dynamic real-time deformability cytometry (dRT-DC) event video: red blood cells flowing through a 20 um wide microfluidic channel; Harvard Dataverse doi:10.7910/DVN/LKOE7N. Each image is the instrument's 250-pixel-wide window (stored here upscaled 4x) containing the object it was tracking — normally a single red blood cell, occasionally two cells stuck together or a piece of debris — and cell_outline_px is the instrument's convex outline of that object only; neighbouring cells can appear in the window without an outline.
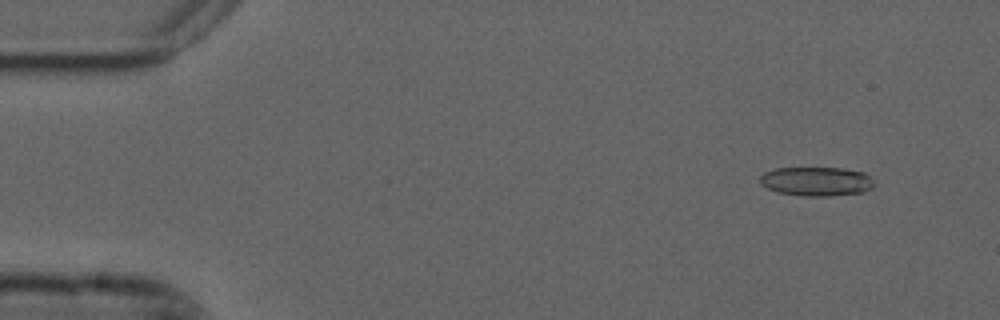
{"species": "common noctule bat (a hibernating species)", "species_latin": "Nyctalus noctula", "temperature_condition": "cold", "stored_images_in_passage": 54, "camera_frame_rate_fps": 3000, "um_per_image_px": 0.085, "animal": {"sex": "male", "forearm_length_mm": 52.5}, "frame": {"image": 1, "passage_image": 5, "time_ms": 1.333, "image_size_px": [1000, 320], "cell_outline_px": [[876, 184], [872, 188], [864, 192], [828, 196], [808, 196], [776, 192], [760, 184], [760, 176], [764, 172], [776, 168], [844, 168], [864, 172]], "centroid_in_image_um": [69.41, 15.41], "position_along_channel_um": 15.6, "area_um2": 19.42}}
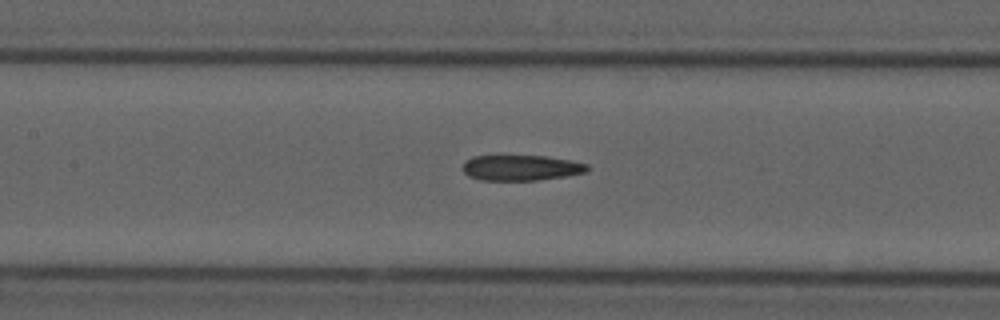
{"frame": {"image": 2, "passage_image": 25, "time_ms": 8.0, "image_size_px": [1000, 320], "cell_outline_px": [[588, 172], [568, 176], [536, 180], [480, 180], [468, 176], [464, 172], [464, 160], [472, 156], [544, 156], [568, 160], [588, 164]], "centroid_in_image_um": [44.29, 14.26], "position_along_channel_um": 163.1, "area_um2": 18.5}}
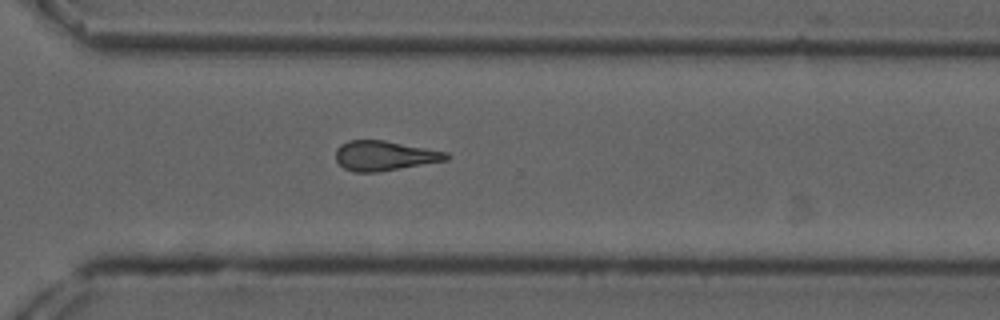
{"frame": {"image": 3, "passage_image": 39, "time_ms": 12.667, "image_size_px": [1000, 320], "cell_outline_px": [[452, 156], [448, 160], [376, 172], [352, 172], [344, 168], [336, 160], [336, 148], [340, 144], [348, 140], [384, 140], [448, 152]], "centroid_in_image_um": [32.68, 13.23], "position_along_channel_um": 337.9, "area_um2": 19.25}, "authors_computed_cell_mechanics": {"area_um2": 19.3919, "velocity_mm_per_s": 3.7541, "shape_relaxation_time_tau1_ms": null, "shape_relaxation_time_tau2_ms": 6.5716, "deformation_change_tau1": null, "deformation_change_tau2": 0.2082}}